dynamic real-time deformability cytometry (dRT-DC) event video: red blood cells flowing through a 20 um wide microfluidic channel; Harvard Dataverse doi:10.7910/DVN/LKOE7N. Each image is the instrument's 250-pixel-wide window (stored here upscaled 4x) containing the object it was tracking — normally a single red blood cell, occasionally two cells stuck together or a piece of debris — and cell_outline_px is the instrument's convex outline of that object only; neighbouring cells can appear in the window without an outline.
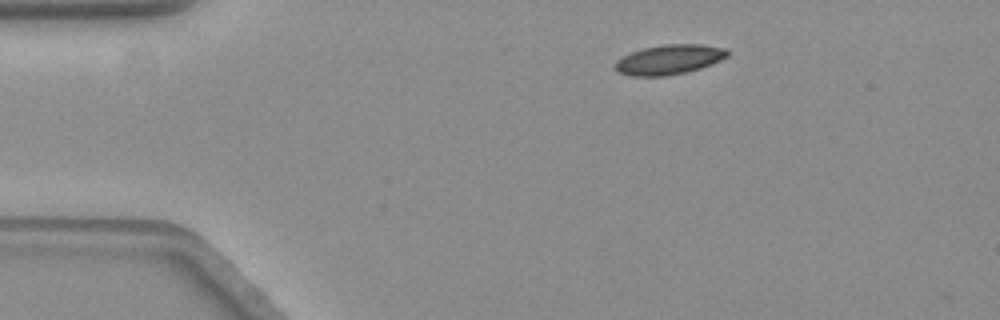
{"species": "common noctule bat (a hibernating species)", "species_latin": "Nyctalus noctula", "temperature_condition": "warm", "stored_images_in_passage": 49, "camera_frame_rate_fps": 3000, "um_per_image_px": 0.085, "animal": {"sex": "female", "body_mass_g": 19.3, "forearm_length_mm": 54.1}, "frame": {"image": 1, "passage_image": 1, "time_ms": 0.0, "image_size_px": [1000, 320], "cell_outline_px": [[728, 56], [712, 64], [688, 72], [664, 76], [632, 76], [620, 72], [616, 68], [616, 60], [632, 52], [644, 48], [664, 44], [700, 44], [724, 48], [728, 52]], "centroid_in_image_um": [56.9, 5.06], "position_along_channel_um": 28.1, "area_um2": 19.25}}
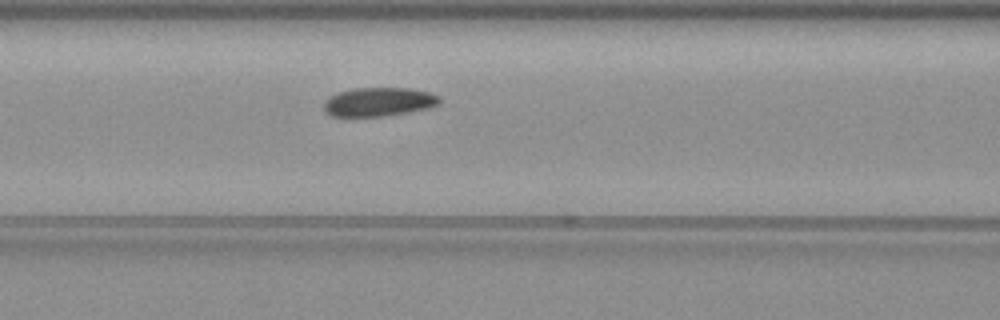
{"frame": {"image": 2, "passage_image": 15, "time_ms": 4.667, "image_size_px": [1000, 320], "cell_outline_px": [[440, 104], [428, 108], [408, 112], [384, 116], [332, 116], [324, 108], [324, 100], [340, 92], [352, 88], [408, 88], [428, 92], [440, 96]], "centroid_in_image_um": [32.22, 8.65], "position_along_channel_um": 134.4, "area_um2": 19.25}}
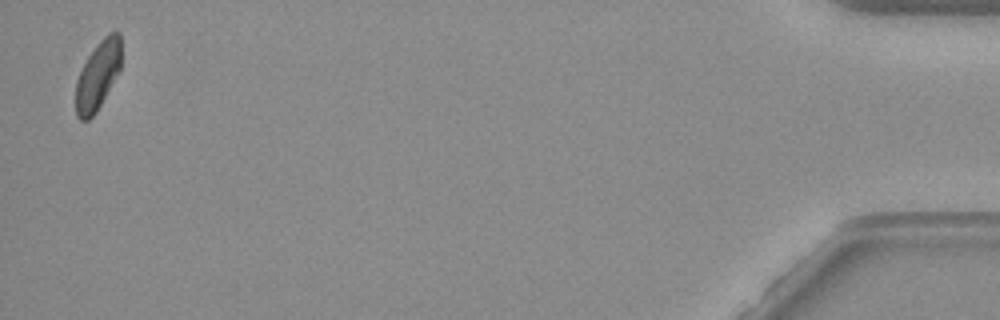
{"frame": {"image": 3, "passage_image": 48, "time_ms": 15.667, "image_size_px": [1000, 320], "cell_outline_px": [[120, 72], [96, 112], [88, 120], [80, 120], [76, 116], [76, 80], [88, 56], [100, 40], [108, 32], [120, 32]], "centroid_in_image_um": [8.32, 6.42], "position_along_channel_um": 426.9, "area_um2": 18.09}, "authors_computed_cell_mechanics": {"area_um2": 19.7676, "velocity_mm_per_s": 3.5341, "shape_relaxation_time_tau1_ms": null, "shape_relaxation_time_tau2_ms": 2.7529, "deformation_change_tau1": null, "deformation_change_tau2": 0.0656}}